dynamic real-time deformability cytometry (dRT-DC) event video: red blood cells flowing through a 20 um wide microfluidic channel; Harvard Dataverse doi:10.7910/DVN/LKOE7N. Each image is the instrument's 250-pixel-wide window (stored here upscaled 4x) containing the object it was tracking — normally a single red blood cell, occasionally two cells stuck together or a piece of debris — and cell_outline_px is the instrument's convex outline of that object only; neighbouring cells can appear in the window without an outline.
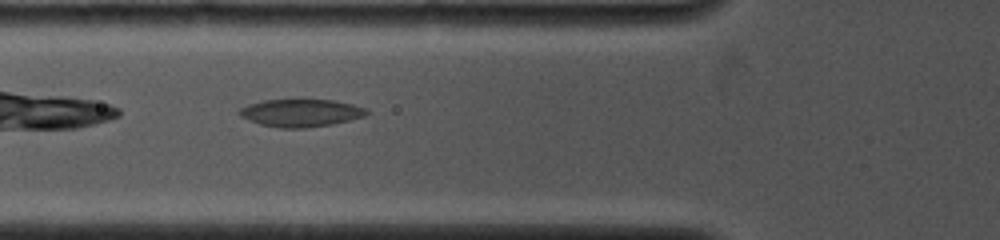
{"species": "common noctule bat (a hibernating species)", "species_latin": "Nyctalus noctula", "temperature_condition": "cold", "stored_images_in_passage": 2, "camera_frame_rate_fps": 4000, "um_per_image_px": 0.085, "animal": {"sex": "female", "body_mass_g": 19.0, "forearm_length_mm": 53.3}, "frame": {"image": 1, "passage_image": 2, "time_ms": 0.75, "image_size_px": [1000, 240], "cell_outline_px": [[368, 112], [364, 116], [332, 124], [304, 128], [280, 128], [260, 124], [240, 116], [236, 112], [240, 108], [248, 104], [264, 100], [332, 100], [352, 104], [368, 108]], "centroid_in_image_um": [25.55, 9.59], "position_along_channel_um": 100.3, "area_um2": 20.35}}